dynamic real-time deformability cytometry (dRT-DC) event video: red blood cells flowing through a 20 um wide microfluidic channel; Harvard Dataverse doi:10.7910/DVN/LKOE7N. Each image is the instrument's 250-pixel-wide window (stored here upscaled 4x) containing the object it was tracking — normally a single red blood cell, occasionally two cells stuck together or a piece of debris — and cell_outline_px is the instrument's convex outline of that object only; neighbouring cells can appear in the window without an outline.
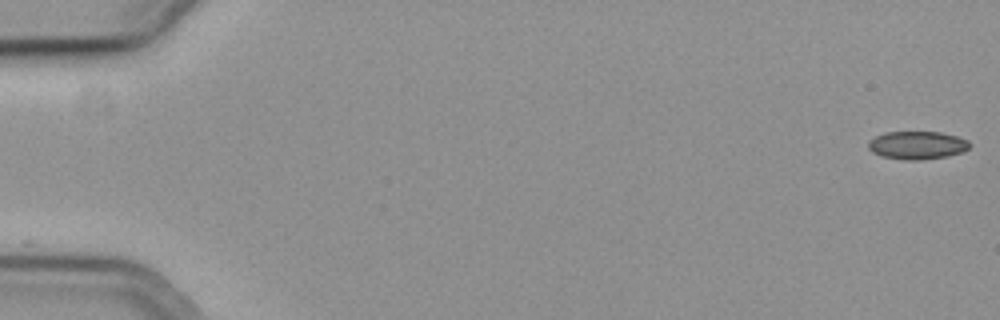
{"species": "common noctule bat (a hibernating species)", "species_latin": "Nyctalus noctula", "temperature_condition": "cold", "stored_images_in_passage": 43, "camera_frame_rate_fps": 3000, "um_per_image_px": 0.085, "animal": {"sex": "female", "body_mass_g": 19.3, "forearm_length_mm": 54.1}, "frame": {"image": 1, "passage_image": 1, "time_ms": 0.0, "image_size_px": [1000, 320], "cell_outline_px": [[972, 144], [964, 152], [948, 156], [920, 160], [904, 160], [880, 156], [872, 152], [868, 148], [868, 140], [884, 132], [940, 132], [956, 136], [968, 140]], "centroid_in_image_um": [77.96, 12.35], "position_along_channel_um": 7.0, "area_um2": 16.76}}
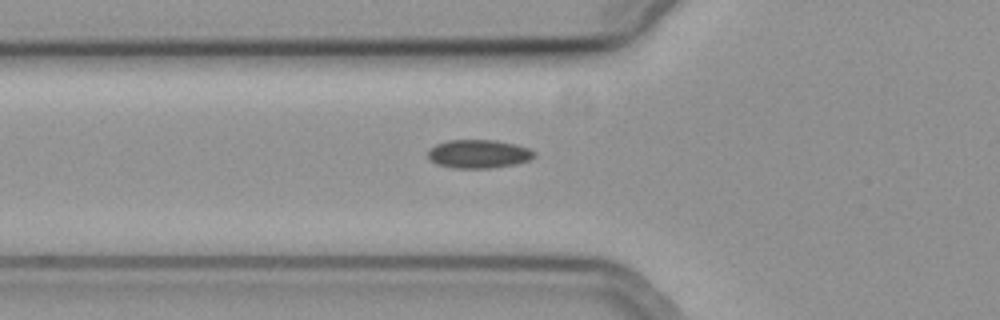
{"frame": {"image": 2, "passage_image": 21, "time_ms": 6.667, "image_size_px": [1000, 320], "cell_outline_px": [[536, 156], [528, 160], [516, 164], [488, 168], [452, 168], [436, 164], [428, 160], [428, 148], [436, 144], [448, 140], [496, 140], [528, 148], [536, 152]], "centroid_in_image_um": [40.63, 13.09], "position_along_channel_um": 85.2, "area_um2": 17.74}}
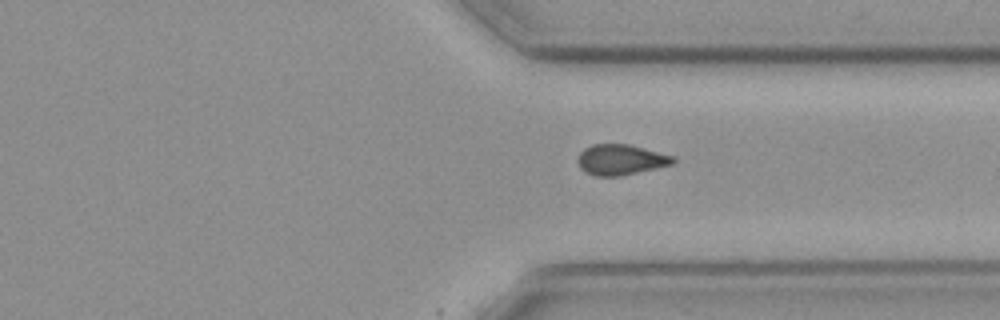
{"frame": {"image": 3, "passage_image": 43, "time_ms": 14.0, "image_size_px": [1000, 320], "cell_outline_px": [[676, 160], [672, 164], [656, 168], [620, 176], [596, 176], [584, 172], [580, 168], [576, 160], [580, 152], [584, 148], [592, 144], [628, 144], [676, 156]], "centroid_in_image_um": [52.75, 13.57], "position_along_channel_um": 358.7, "area_um2": 17.11}}